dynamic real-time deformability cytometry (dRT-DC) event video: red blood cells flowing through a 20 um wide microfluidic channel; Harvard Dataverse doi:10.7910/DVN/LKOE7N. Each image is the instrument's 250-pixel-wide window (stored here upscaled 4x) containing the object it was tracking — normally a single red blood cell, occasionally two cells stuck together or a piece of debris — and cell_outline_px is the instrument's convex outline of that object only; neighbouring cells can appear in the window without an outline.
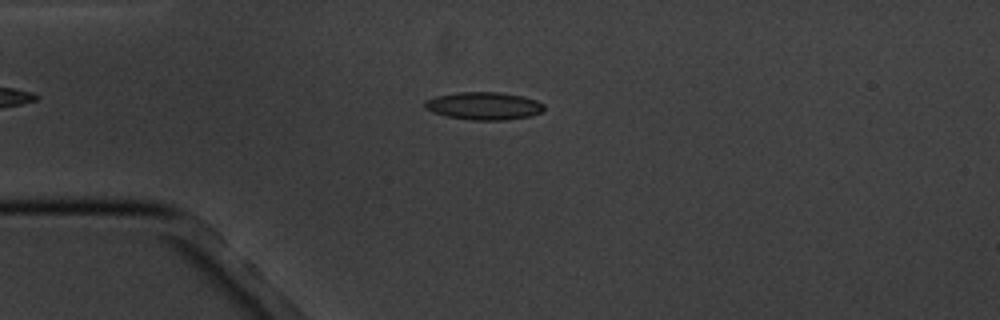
{"species": "common noctule bat (a hibernating species)", "species_latin": "Nyctalus noctula", "temperature_condition": "cold", "stored_images_in_passage": 6, "camera_frame_rate_fps": 3000, "um_per_image_px": 0.085, "animal": {"sex": "male", "body_mass_g": 20.1, "forearm_length_mm": 53.5}, "frame": {"image": 1, "passage_image": 3, "time_ms": 2.0, "image_size_px": [1000, 320], "cell_outline_px": [[544, 108], [540, 112], [528, 116], [508, 120], [472, 120], [448, 116], [432, 112], [424, 108], [424, 100], [436, 96], [460, 92], [500, 92], [520, 96], [536, 100], [544, 104]], "centroid_in_image_um": [41.09, 9.0], "position_along_channel_um": 43.9, "area_um2": 19.13}}
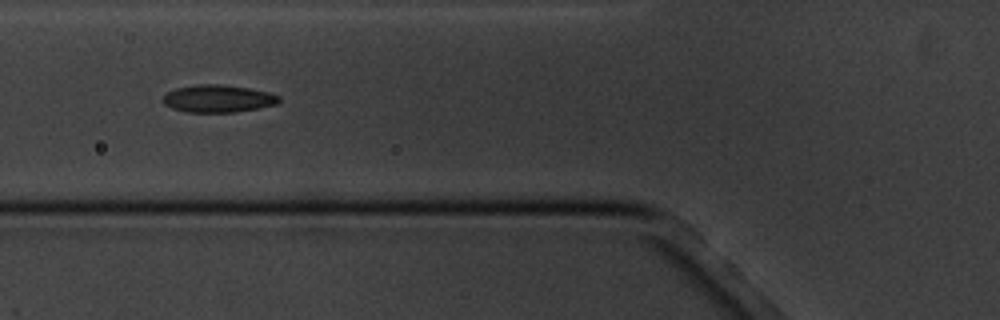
{"frame": {"image": 2, "passage_image": 5, "time_ms": 4.333, "image_size_px": [1000, 320], "cell_outline_px": [[280, 100], [276, 104], [260, 108], [236, 112], [188, 112], [172, 108], [164, 104], [164, 92], [176, 88], [196, 84], [220, 84], [248, 88], [268, 92], [280, 96]], "centroid_in_image_um": [18.53, 8.38], "position_along_channel_um": 107.3, "area_um2": 18.61}}
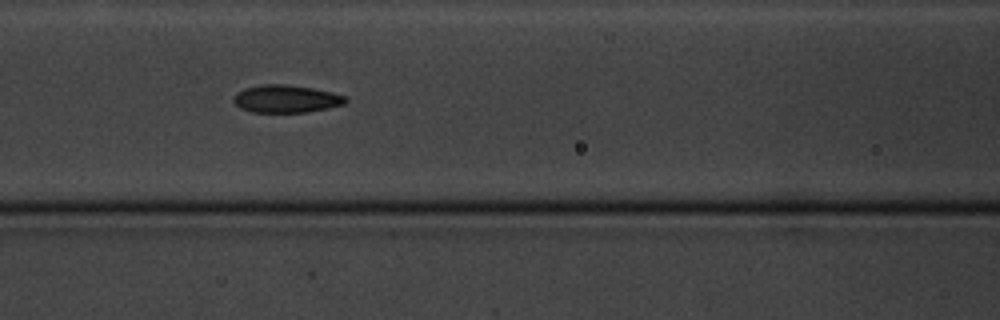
{"frame": {"image": 3, "passage_image": 6, "time_ms": 5.333, "image_size_px": [1000, 320], "cell_outline_px": [[348, 100], [344, 104], [328, 108], [308, 112], [252, 112], [240, 108], [232, 100], [232, 96], [236, 92], [244, 88], [260, 84], [284, 84], [312, 88], [332, 92], [344, 96]], "centroid_in_image_um": [24.28, 8.4], "position_along_channel_um": 142.3, "area_um2": 18.15}}